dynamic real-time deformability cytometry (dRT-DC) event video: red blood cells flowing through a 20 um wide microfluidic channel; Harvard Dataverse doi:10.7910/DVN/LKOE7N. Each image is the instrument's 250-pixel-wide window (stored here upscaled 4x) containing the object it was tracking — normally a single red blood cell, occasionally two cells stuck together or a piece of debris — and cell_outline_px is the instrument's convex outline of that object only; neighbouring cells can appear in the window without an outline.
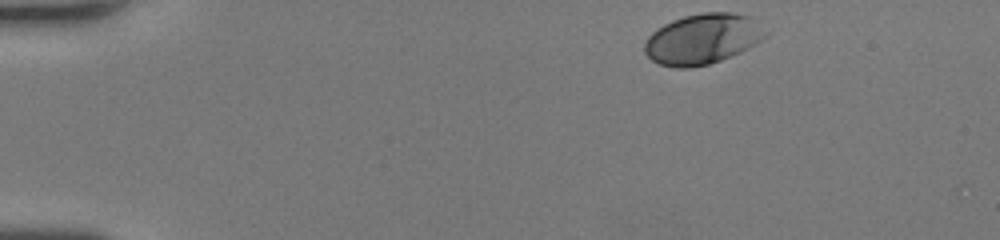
{"species": "human", "species_latin": "Homo sapiens", "temperature_condition": "room temperature", "stored_images_in_passage": 44, "camera_frame_rate_fps": 3000, "um_per_image_px": 0.085, "donor": {"sex": "female"}, "frame": {"image": 1, "passage_image": 1, "time_ms": 0.0, "image_size_px": [1000, 240], "cell_outline_px": [[768, 32], [760, 40], [748, 48], [740, 52], [720, 60], [708, 64], [688, 68], [676, 68], [660, 64], [652, 60], [644, 52], [644, 44], [648, 36], [652, 32], [664, 24], [672, 20], [684, 16], [704, 12], [732, 12], [752, 16]], "centroid_in_image_um": [59.72, 3.3], "position_along_channel_um": 25.3, "area_um2": 35.49}}
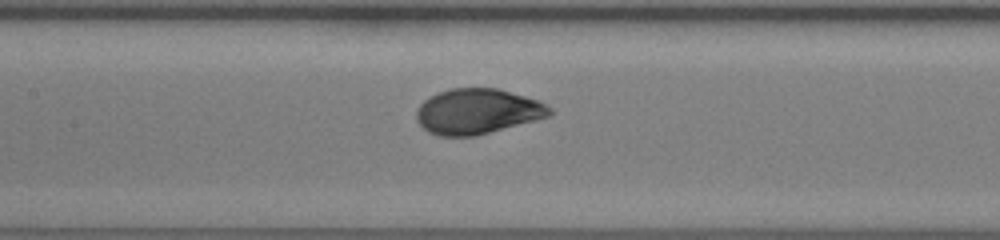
{"frame": {"image": 2, "passage_image": 19, "time_ms": 6.0, "image_size_px": [1000, 240], "cell_outline_px": [[552, 112], [548, 116], [476, 136], [440, 136], [428, 132], [416, 120], [416, 112], [420, 104], [424, 100], [448, 88], [496, 88], [524, 96], [536, 100], [552, 108]], "centroid_in_image_um": [40.54, 9.47], "position_along_channel_um": 166.9, "area_um2": 34.74}}
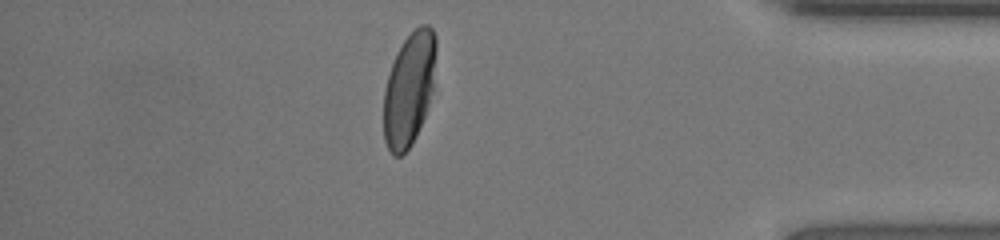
{"frame": {"image": 3, "passage_image": 38, "time_ms": 12.333, "image_size_px": [1000, 240], "cell_outline_px": [[436, 52], [432, 92], [424, 116], [416, 136], [412, 144], [400, 156], [392, 156], [384, 140], [384, 92], [388, 76], [396, 52], [404, 40], [420, 24], [428, 24], [432, 28], [436, 36]], "centroid_in_image_um": [34.77, 7.55], "position_along_channel_um": 400.4, "area_um2": 34.45}, "authors_computed_cell_mechanics": {"area_um2": 35.2002, "velocity_mm_per_s": 4.1777, "shape_relaxation_time_tau1_ms": 3.1198, "shape_relaxation_time_tau2_ms": null, "deformation_change_tau1": 0.1587, "deformation_change_tau2": null}}